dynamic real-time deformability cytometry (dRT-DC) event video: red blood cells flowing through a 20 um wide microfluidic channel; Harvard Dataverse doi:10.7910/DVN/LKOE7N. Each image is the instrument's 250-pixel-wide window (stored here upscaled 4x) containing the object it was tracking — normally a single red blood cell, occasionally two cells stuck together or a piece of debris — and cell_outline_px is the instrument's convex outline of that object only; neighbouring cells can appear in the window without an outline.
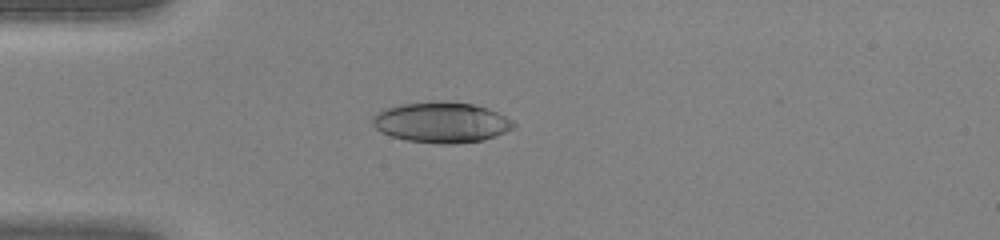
{"species": "human", "species_latin": "Homo sapiens", "temperature_condition": "warm", "stored_images_in_passage": 33, "camera_frame_rate_fps": 3000, "um_per_image_px": 0.085, "donor": {"sex": "female"}, "frame": {"image": 1, "passage_image": 1, "time_ms": 0.0, "image_size_px": [1000, 240], "cell_outline_px": [[516, 124], [512, 128], [496, 136], [480, 140], [456, 144], [436, 144], [404, 140], [380, 132], [372, 124], [372, 116], [376, 112], [384, 108], [400, 104], [472, 104], [488, 108], [512, 120]], "centroid_in_image_um": [37.47, 10.45], "position_along_channel_um": 47.5, "area_um2": 32.54}}
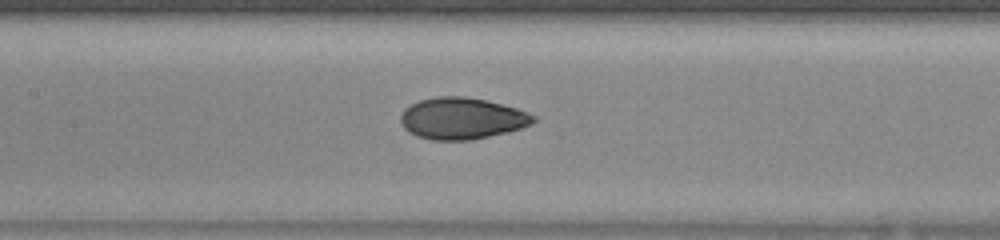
{"frame": {"image": 2, "passage_image": 10, "time_ms": 3.0, "image_size_px": [1000, 240], "cell_outline_px": [[536, 120], [532, 124], [508, 132], [472, 140], [432, 140], [416, 136], [408, 132], [400, 124], [400, 116], [404, 108], [420, 100], [436, 96], [464, 96], [484, 100], [516, 108], [536, 116]], "centroid_in_image_um": [39.23, 10.07], "position_along_channel_um": 168.2, "area_um2": 32.25}}
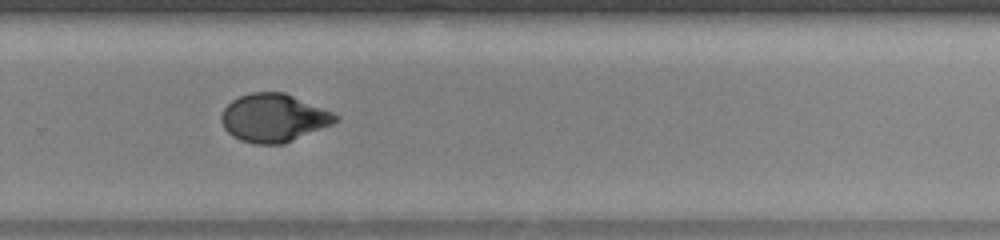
{"frame": {"image": 3, "passage_image": 19, "time_ms": 6.0, "image_size_px": [1000, 240], "cell_outline_px": [[340, 120], [332, 124], [284, 144], [252, 144], [240, 140], [232, 136], [224, 128], [220, 120], [220, 116], [224, 108], [232, 100], [240, 96], [252, 92], [284, 92], [332, 112], [340, 116]], "centroid_in_image_um": [23.24, 10.03], "position_along_channel_um": 306.6, "area_um2": 32.02}}